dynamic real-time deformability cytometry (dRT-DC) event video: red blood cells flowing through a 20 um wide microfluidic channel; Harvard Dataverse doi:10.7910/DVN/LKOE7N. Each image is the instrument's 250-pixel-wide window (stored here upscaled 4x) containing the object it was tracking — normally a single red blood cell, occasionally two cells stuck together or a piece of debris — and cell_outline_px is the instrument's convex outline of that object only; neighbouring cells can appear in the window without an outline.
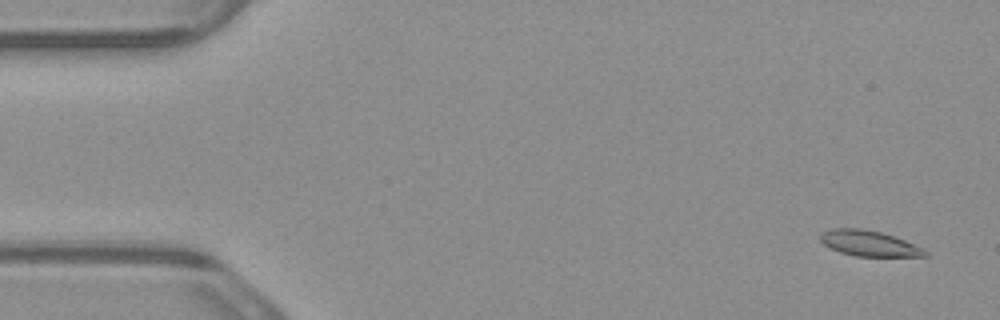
{"species": "common noctule bat (a hibernating species)", "species_latin": "Nyctalus noctula", "temperature_condition": "warm", "stored_images_in_passage": 3, "camera_frame_rate_fps": 3000, "um_per_image_px": 0.085, "animal": {"sex": "male", "body_mass_g": 23.1, "forearm_length_mm": 52.7}, "frame": {"image": 1, "passage_image": 1, "time_ms": 0.0, "image_size_px": [1000, 320], "cell_outline_px": [[928, 256], [856, 256], [840, 252], [824, 244], [820, 240], [820, 232], [832, 228], [860, 228], [880, 232], [904, 240], [924, 248], [928, 252]], "centroid_in_image_um": [73.86, 20.68], "position_along_channel_um": 11.1, "area_um2": 15.49}}